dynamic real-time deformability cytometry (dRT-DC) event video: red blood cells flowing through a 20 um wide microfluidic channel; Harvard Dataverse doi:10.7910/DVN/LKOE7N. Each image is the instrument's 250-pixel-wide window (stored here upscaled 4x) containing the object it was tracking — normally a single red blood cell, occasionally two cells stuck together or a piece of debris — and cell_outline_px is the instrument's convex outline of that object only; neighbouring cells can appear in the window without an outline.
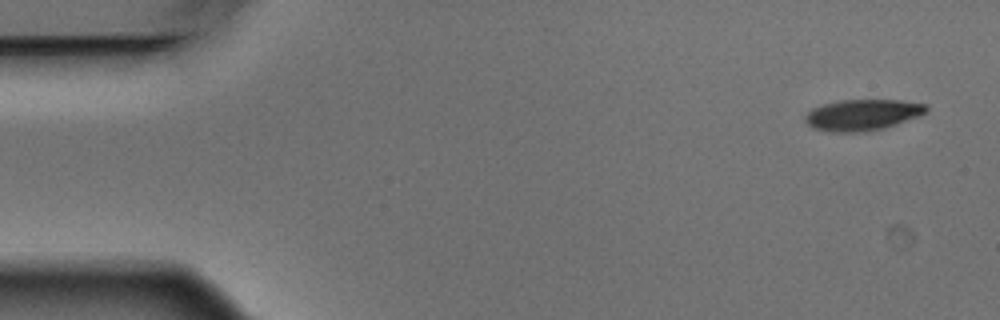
{"species": "Egyptian fruit bat (a non-hibernating species)", "species_latin": "Rousettus aegyptiacus", "temperature_condition": "warm", "stored_images_in_passage": 4, "camera_frame_rate_fps": 3000, "um_per_image_px": 0.085, "animal": {"sex": "male"}, "frame": {"image": 1, "passage_image": 1, "time_ms": 0.0, "image_size_px": [1000, 320], "cell_outline_px": [[928, 112], [920, 116], [884, 128], [868, 132], [828, 132], [812, 128], [804, 120], [804, 116], [812, 108], [824, 104], [840, 100], [900, 100], [928, 104]], "centroid_in_image_um": [73.32, 9.77], "position_along_channel_um": 11.7, "area_um2": 22.25}}